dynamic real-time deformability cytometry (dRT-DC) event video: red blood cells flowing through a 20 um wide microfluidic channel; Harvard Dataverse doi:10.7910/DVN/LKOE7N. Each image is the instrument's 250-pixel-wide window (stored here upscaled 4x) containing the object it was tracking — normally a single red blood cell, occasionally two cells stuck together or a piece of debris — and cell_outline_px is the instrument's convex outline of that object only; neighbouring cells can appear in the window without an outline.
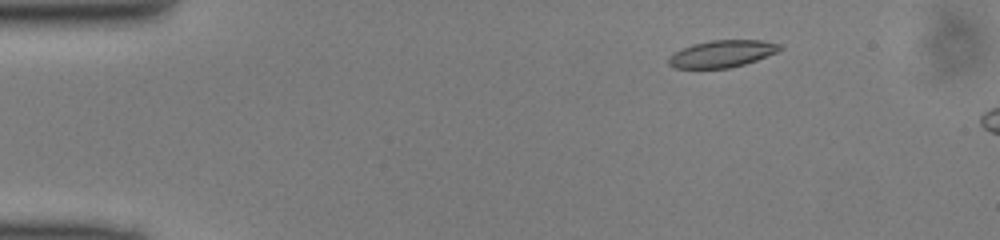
{"species": "common noctule bat (a hibernating species)", "species_latin": "Nyctalus noctula", "temperature_condition": "cold", "stored_images_in_passage": 12, "camera_frame_rate_fps": 3000, "um_per_image_px": 0.085, "animal": {"sex": "male", "body_mass_g": 13.0, "forearm_length_mm": 53.1}, "frame": {"image": 1, "passage_image": 6, "time_ms": 1.667, "image_size_px": [1000, 240], "cell_outline_px": [[784, 48], [776, 52], [756, 60], [744, 64], [728, 68], [676, 68], [668, 64], [668, 56], [692, 44], [712, 40], [760, 40], [780, 44]], "centroid_in_image_um": [61.37, 4.57], "position_along_channel_um": 23.6, "area_um2": 17.34}}